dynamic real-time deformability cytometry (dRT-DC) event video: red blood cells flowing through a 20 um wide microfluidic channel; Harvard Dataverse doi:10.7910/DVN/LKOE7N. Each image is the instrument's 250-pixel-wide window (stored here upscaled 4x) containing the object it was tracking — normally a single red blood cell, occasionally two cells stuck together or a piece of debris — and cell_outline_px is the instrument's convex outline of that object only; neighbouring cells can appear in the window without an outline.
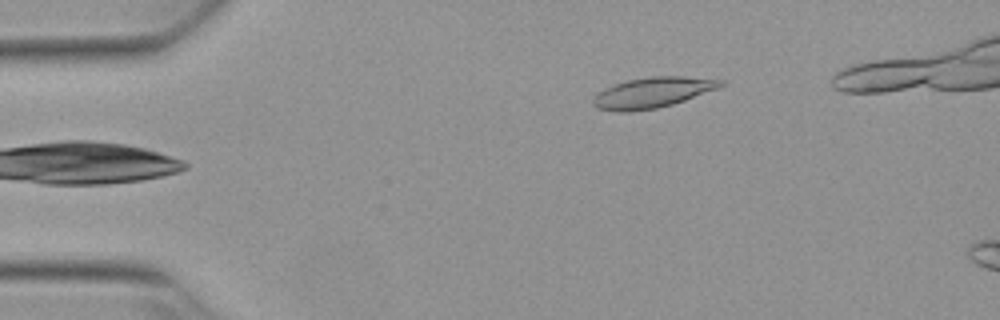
{"species": "Egyptian fruit bat (a non-hibernating species)", "species_latin": "Rousettus aegyptiacus", "temperature_condition": "warm", "stored_images_in_passage": 4, "camera_frame_rate_fps": 3000, "um_per_image_px": 0.085, "animal": {"sex": "female"}, "frame": {"image": 1, "passage_image": 4, "time_ms": 1.0, "image_size_px": [1000, 320], "cell_outline_px": [[728, 84], [684, 100], [672, 104], [656, 108], [628, 112], [616, 112], [596, 108], [592, 104], [592, 100], [596, 92], [612, 84], [628, 80], [652, 76], [684, 76], [724, 80]], "centroid_in_image_um": [55.42, 7.86], "position_along_channel_um": 29.6, "area_um2": 22.83}}